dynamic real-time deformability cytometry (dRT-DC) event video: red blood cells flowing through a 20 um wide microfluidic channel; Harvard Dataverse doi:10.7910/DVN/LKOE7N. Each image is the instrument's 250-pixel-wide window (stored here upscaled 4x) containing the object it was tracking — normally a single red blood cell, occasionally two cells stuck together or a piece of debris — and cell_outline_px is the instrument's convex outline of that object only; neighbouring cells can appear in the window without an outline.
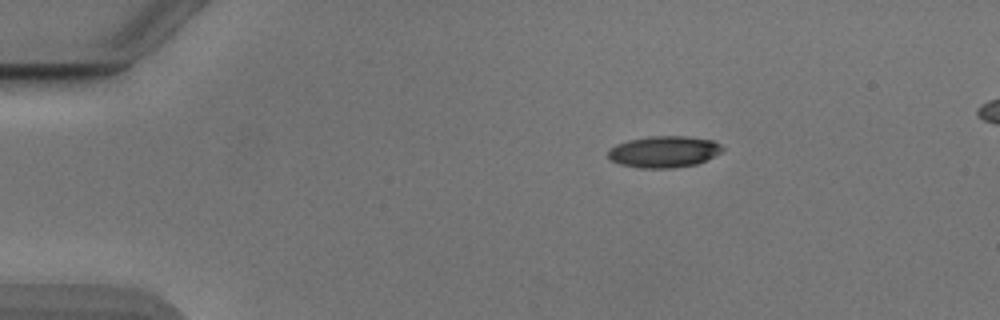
{"species": "Egyptian fruit bat (a non-hibernating species)", "species_latin": "Rousettus aegyptiacus", "temperature_condition": "cold", "stored_images_in_passage": 44, "camera_frame_rate_fps": 3000, "um_per_image_px": 0.085, "animal": {"sex": "male"}, "frame": {"image": 1, "passage_image": 1, "time_ms": 0.0, "image_size_px": [1000, 320], "cell_outline_px": [[724, 148], [720, 152], [696, 164], [672, 168], [640, 168], [620, 164], [612, 160], [608, 156], [608, 152], [616, 144], [628, 140], [652, 136], [684, 136], [712, 140], [720, 144]], "centroid_in_image_um": [56.42, 12.89], "position_along_channel_um": 28.6, "area_um2": 20.69}}
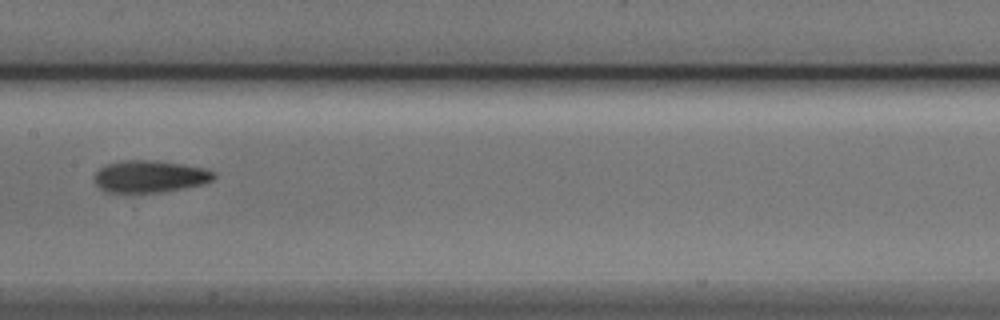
{"frame": {"image": 2, "passage_image": 19, "time_ms": 6.0, "image_size_px": [1000, 320], "cell_outline_px": [[216, 176], [212, 180], [204, 184], [160, 192], [108, 192], [100, 188], [96, 184], [96, 172], [100, 168], [108, 164], [124, 160], [152, 160], [180, 164], [200, 168], [216, 172]], "centroid_in_image_um": [12.75, 15.0], "position_along_channel_um": 194.7, "area_um2": 21.91}}
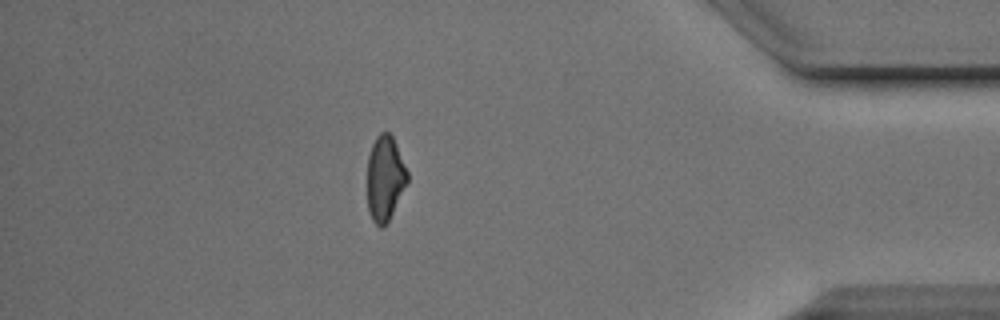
{"frame": {"image": 3, "passage_image": 38, "time_ms": 12.333, "image_size_px": [1000, 320], "cell_outline_px": [[408, 180], [388, 220], [380, 228], [372, 220], [368, 208], [368, 156], [372, 144], [376, 136], [380, 132], [388, 132], [392, 136], [396, 144], [408, 172]], "centroid_in_image_um": [32.71, 15.11], "position_along_channel_um": 402.5, "area_um2": 19.48}, "authors_computed_cell_mechanics": {"area_um2": 21.5305, "velocity_mm_per_s": 3.8911, "shape_relaxation_time_tau1_ms": 5.0321, "shape_relaxation_time_tau2_ms": 6.5386, "deformation_change_tau1": 0.1613, "deformation_change_tau2": 0.1398}}